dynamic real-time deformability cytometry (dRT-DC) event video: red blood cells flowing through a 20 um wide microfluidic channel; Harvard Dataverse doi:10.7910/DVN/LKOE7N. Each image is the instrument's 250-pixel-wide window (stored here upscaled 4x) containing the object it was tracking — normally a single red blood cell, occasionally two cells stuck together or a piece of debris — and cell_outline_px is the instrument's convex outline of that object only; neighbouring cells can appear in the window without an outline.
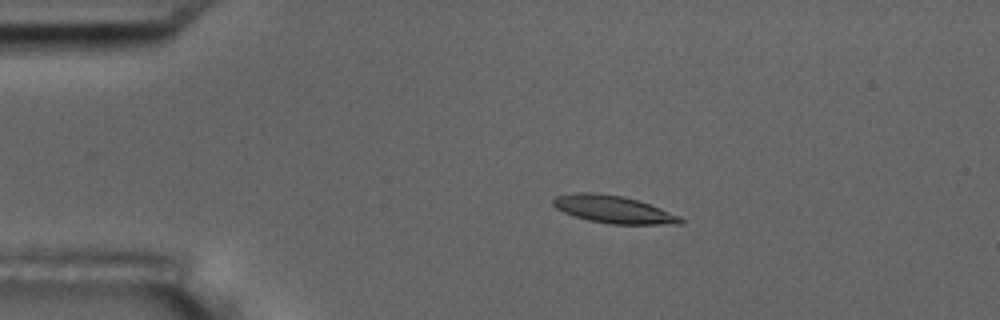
{"species": "common noctule bat (a hibernating species)", "species_latin": "Nyctalus noctula", "temperature_condition": "room temperature", "stored_images_in_passage": 8, "camera_frame_rate_fps": 3000, "um_per_image_px": 0.085, "animal": {"sex": "male", "body_mass_g": 17.5, "forearm_length_mm": 52.3}, "frame": {"image": 1, "passage_image": 4, "time_ms": 3.667, "image_size_px": [1000, 320], "cell_outline_px": [[684, 220], [680, 224], [608, 224], [588, 220], [564, 212], [556, 208], [552, 204], [552, 200], [556, 196], [572, 192], [592, 192], [624, 196], [640, 200], [680, 216]], "centroid_in_image_um": [52.13, 17.79], "position_along_channel_um": 32.9, "area_um2": 20.52}}
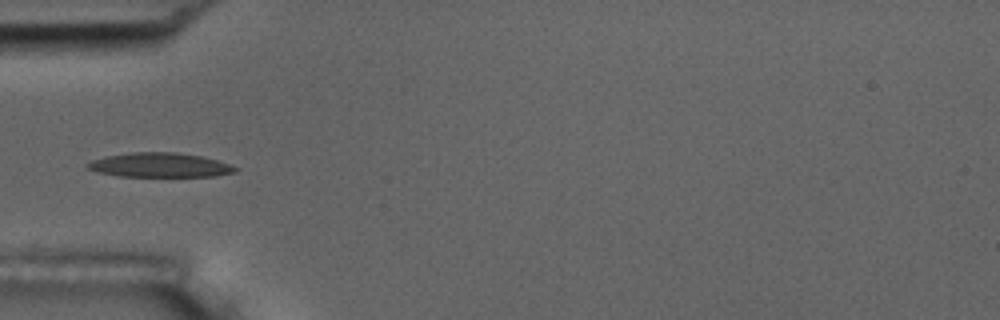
{"frame": {"image": 2, "passage_image": 6, "time_ms": 6.0, "image_size_px": [1000, 320], "cell_outline_px": [[240, 168], [236, 172], [216, 176], [120, 176], [96, 172], [88, 168], [84, 164], [92, 160], [104, 156], [132, 152], [176, 152], [200, 156], [216, 160]], "centroid_in_image_um": [13.56, 14.03], "position_along_channel_um": 71.4, "area_um2": 20.98}}